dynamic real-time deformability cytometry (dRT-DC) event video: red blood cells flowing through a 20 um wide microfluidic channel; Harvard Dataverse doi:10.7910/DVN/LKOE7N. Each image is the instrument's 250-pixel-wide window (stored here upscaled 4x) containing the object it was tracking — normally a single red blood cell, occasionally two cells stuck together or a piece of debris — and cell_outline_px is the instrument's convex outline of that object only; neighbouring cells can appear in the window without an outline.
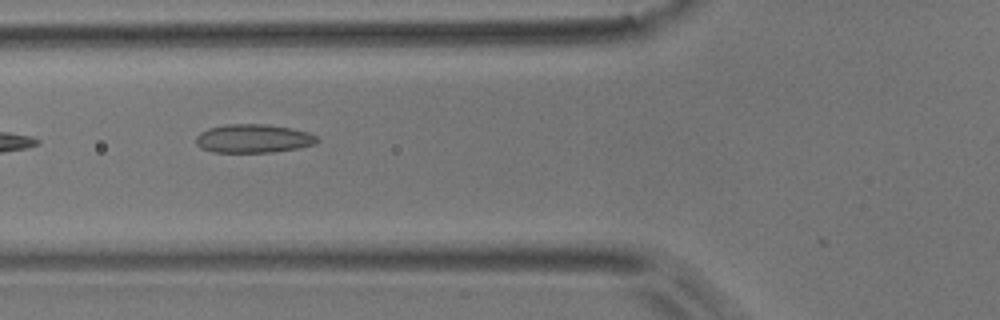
{"species": "common noctule bat (a hibernating species)", "species_latin": "Nyctalus noctula", "temperature_condition": "room temperature", "stored_images_in_passage": 5, "camera_frame_rate_fps": 3000, "um_per_image_px": 0.085, "animal": {"sex": "male", "body_mass_g": 17.9}, "frame": {"image": 1, "passage_image": 3, "time_ms": 0.667, "image_size_px": [1000, 320], "cell_outline_px": [[320, 140], [316, 144], [296, 148], [272, 152], [212, 152], [200, 148], [196, 144], [196, 136], [200, 132], [208, 128], [224, 124], [268, 124], [292, 128], [308, 132], [316, 136]], "centroid_in_image_um": [21.52, 11.77], "position_along_channel_um": 104.3, "area_um2": 20.35}}
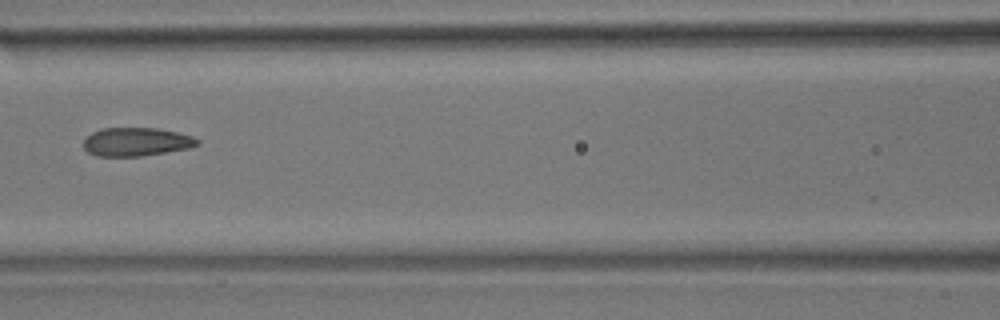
{"frame": {"image": 2, "passage_image": 4, "time_ms": 1.0, "image_size_px": [1000, 320], "cell_outline_px": [[200, 144], [188, 148], [140, 156], [96, 156], [88, 152], [84, 148], [84, 140], [92, 132], [104, 128], [156, 128], [176, 132], [192, 136], [200, 140]], "centroid_in_image_um": [11.58, 12.05], "position_along_channel_um": 155.0, "area_um2": 18.73}}